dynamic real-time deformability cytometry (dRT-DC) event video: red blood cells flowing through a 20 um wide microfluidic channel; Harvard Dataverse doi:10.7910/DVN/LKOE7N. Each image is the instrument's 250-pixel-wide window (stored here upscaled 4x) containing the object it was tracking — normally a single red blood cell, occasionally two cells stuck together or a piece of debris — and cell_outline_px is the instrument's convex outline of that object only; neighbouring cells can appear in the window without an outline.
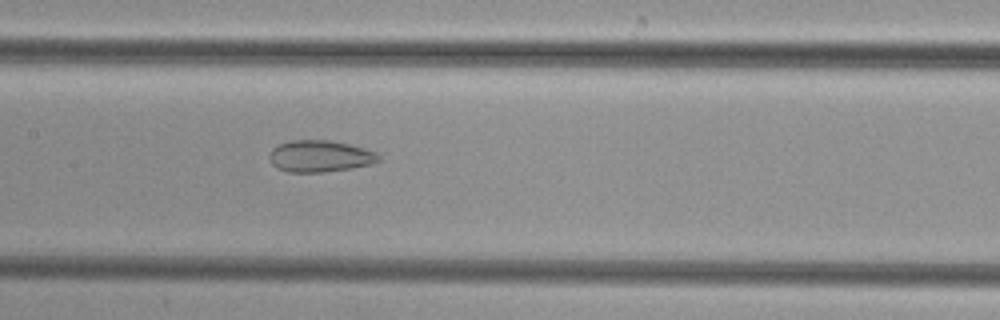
{"species": "common noctule bat (a hibernating species)", "species_latin": "Nyctalus noctula", "temperature_condition": "cold", "stored_images_in_passage": 51, "camera_frame_rate_fps": 3000, "um_per_image_px": 0.085, "animal": {"sex": "female", "body_mass_g": 29.2, "forearm_length_mm": 56.3}, "frame": {"image": 1, "passage_image": 25, "time_ms": 8.0, "image_size_px": [1000, 320], "cell_outline_px": [[380, 160], [372, 164], [352, 168], [324, 172], [288, 172], [276, 168], [272, 164], [268, 156], [272, 148], [280, 144], [292, 140], [328, 140], [348, 144], [364, 148], [376, 152], [380, 156]], "centroid_in_image_um": [27.19, 13.28], "position_along_channel_um": 180.2, "area_um2": 20.23}}
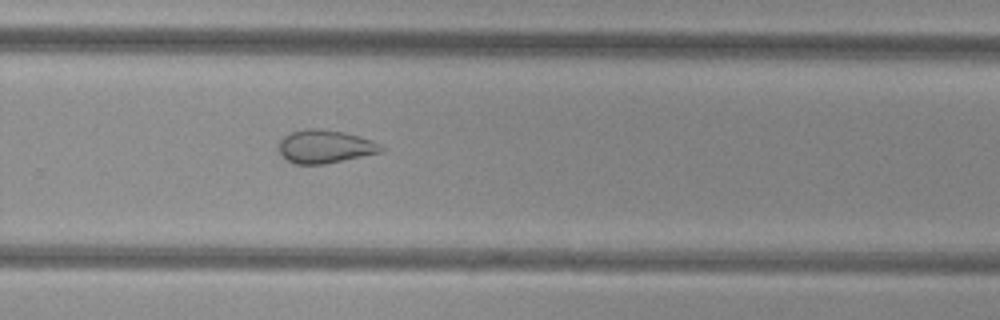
{"frame": {"image": 2, "passage_image": 34, "time_ms": 11.0, "image_size_px": [1000, 320], "cell_outline_px": [[384, 152], [324, 164], [296, 164], [280, 156], [280, 140], [284, 136], [292, 132], [304, 128], [320, 128], [344, 132], [372, 140], [380, 144], [384, 148]], "centroid_in_image_um": [27.64, 12.45], "position_along_channel_um": 302.2, "area_um2": 19.88}}
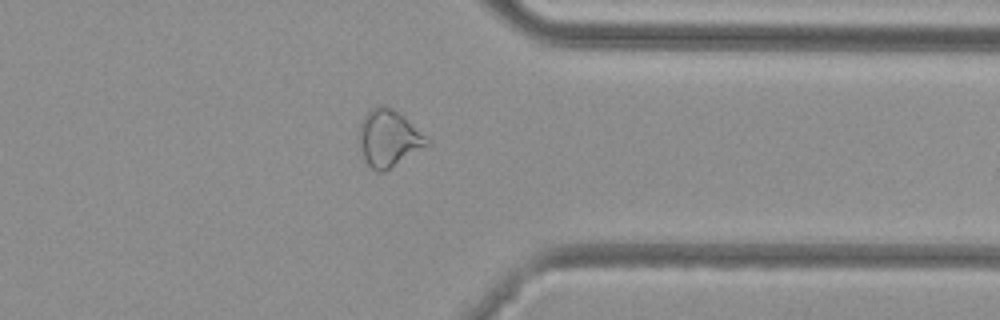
{"frame": {"image": 3, "passage_image": 40, "time_ms": 13.0, "image_size_px": [1000, 320], "cell_outline_px": [[432, 144], [384, 172], [376, 172], [368, 164], [364, 156], [360, 144], [360, 124], [364, 116], [372, 108], [380, 104], [384, 104], [392, 108], [432, 140]], "centroid_in_image_um": [33.09, 11.76], "position_along_channel_um": 378.3, "area_um2": 22.37}}